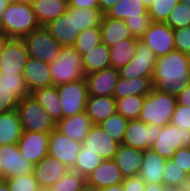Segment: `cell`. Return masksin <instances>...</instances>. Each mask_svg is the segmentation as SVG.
Returning <instances> with one entry per match:
<instances>
[{"mask_svg": "<svg viewBox=\"0 0 190 191\" xmlns=\"http://www.w3.org/2000/svg\"><path fill=\"white\" fill-rule=\"evenodd\" d=\"M172 29H180L190 25V10L179 2L169 14L165 22Z\"/></svg>", "mask_w": 190, "mask_h": 191, "instance_id": "obj_44", "label": "cell"}, {"mask_svg": "<svg viewBox=\"0 0 190 191\" xmlns=\"http://www.w3.org/2000/svg\"><path fill=\"white\" fill-rule=\"evenodd\" d=\"M144 191H169L163 184L145 183Z\"/></svg>", "mask_w": 190, "mask_h": 191, "instance_id": "obj_54", "label": "cell"}, {"mask_svg": "<svg viewBox=\"0 0 190 191\" xmlns=\"http://www.w3.org/2000/svg\"><path fill=\"white\" fill-rule=\"evenodd\" d=\"M153 89L152 78L136 77L126 79L120 77L115 86L114 98H124L132 95L147 96Z\"/></svg>", "mask_w": 190, "mask_h": 191, "instance_id": "obj_30", "label": "cell"}, {"mask_svg": "<svg viewBox=\"0 0 190 191\" xmlns=\"http://www.w3.org/2000/svg\"><path fill=\"white\" fill-rule=\"evenodd\" d=\"M29 54L22 38L3 37L0 55V73L23 74Z\"/></svg>", "mask_w": 190, "mask_h": 191, "instance_id": "obj_8", "label": "cell"}, {"mask_svg": "<svg viewBox=\"0 0 190 191\" xmlns=\"http://www.w3.org/2000/svg\"><path fill=\"white\" fill-rule=\"evenodd\" d=\"M169 191H185L183 187L169 188Z\"/></svg>", "mask_w": 190, "mask_h": 191, "instance_id": "obj_61", "label": "cell"}, {"mask_svg": "<svg viewBox=\"0 0 190 191\" xmlns=\"http://www.w3.org/2000/svg\"><path fill=\"white\" fill-rule=\"evenodd\" d=\"M181 3H184L185 6L190 10V0H180Z\"/></svg>", "mask_w": 190, "mask_h": 191, "instance_id": "obj_62", "label": "cell"}, {"mask_svg": "<svg viewBox=\"0 0 190 191\" xmlns=\"http://www.w3.org/2000/svg\"><path fill=\"white\" fill-rule=\"evenodd\" d=\"M180 0H155L148 8L152 22L165 23Z\"/></svg>", "mask_w": 190, "mask_h": 191, "instance_id": "obj_41", "label": "cell"}, {"mask_svg": "<svg viewBox=\"0 0 190 191\" xmlns=\"http://www.w3.org/2000/svg\"><path fill=\"white\" fill-rule=\"evenodd\" d=\"M86 179L76 171L69 169L53 186L52 191H79Z\"/></svg>", "mask_w": 190, "mask_h": 191, "instance_id": "obj_40", "label": "cell"}, {"mask_svg": "<svg viewBox=\"0 0 190 191\" xmlns=\"http://www.w3.org/2000/svg\"><path fill=\"white\" fill-rule=\"evenodd\" d=\"M21 1H25V2H32L33 0H21Z\"/></svg>", "mask_w": 190, "mask_h": 191, "instance_id": "obj_66", "label": "cell"}, {"mask_svg": "<svg viewBox=\"0 0 190 191\" xmlns=\"http://www.w3.org/2000/svg\"><path fill=\"white\" fill-rule=\"evenodd\" d=\"M34 165L18 149V144L0 146V171L4 179L33 173Z\"/></svg>", "mask_w": 190, "mask_h": 191, "instance_id": "obj_12", "label": "cell"}, {"mask_svg": "<svg viewBox=\"0 0 190 191\" xmlns=\"http://www.w3.org/2000/svg\"><path fill=\"white\" fill-rule=\"evenodd\" d=\"M39 27L31 2L11 0L2 16L0 34L5 38H23Z\"/></svg>", "mask_w": 190, "mask_h": 191, "instance_id": "obj_2", "label": "cell"}, {"mask_svg": "<svg viewBox=\"0 0 190 191\" xmlns=\"http://www.w3.org/2000/svg\"><path fill=\"white\" fill-rule=\"evenodd\" d=\"M10 191H39V183L33 173L5 179Z\"/></svg>", "mask_w": 190, "mask_h": 191, "instance_id": "obj_43", "label": "cell"}, {"mask_svg": "<svg viewBox=\"0 0 190 191\" xmlns=\"http://www.w3.org/2000/svg\"><path fill=\"white\" fill-rule=\"evenodd\" d=\"M161 131L162 127L140 120H129L122 144L141 151L151 149Z\"/></svg>", "mask_w": 190, "mask_h": 191, "instance_id": "obj_11", "label": "cell"}, {"mask_svg": "<svg viewBox=\"0 0 190 191\" xmlns=\"http://www.w3.org/2000/svg\"><path fill=\"white\" fill-rule=\"evenodd\" d=\"M50 132L23 131L18 149L33 165L48 155Z\"/></svg>", "mask_w": 190, "mask_h": 191, "instance_id": "obj_16", "label": "cell"}, {"mask_svg": "<svg viewBox=\"0 0 190 191\" xmlns=\"http://www.w3.org/2000/svg\"><path fill=\"white\" fill-rule=\"evenodd\" d=\"M39 191H52L51 188H41Z\"/></svg>", "mask_w": 190, "mask_h": 191, "instance_id": "obj_64", "label": "cell"}, {"mask_svg": "<svg viewBox=\"0 0 190 191\" xmlns=\"http://www.w3.org/2000/svg\"><path fill=\"white\" fill-rule=\"evenodd\" d=\"M85 112L93 124H100L117 112L114 96H88Z\"/></svg>", "mask_w": 190, "mask_h": 191, "instance_id": "obj_25", "label": "cell"}, {"mask_svg": "<svg viewBox=\"0 0 190 191\" xmlns=\"http://www.w3.org/2000/svg\"><path fill=\"white\" fill-rule=\"evenodd\" d=\"M101 42L108 47L125 39L132 38L129 28L124 20L113 19L103 15L100 25Z\"/></svg>", "mask_w": 190, "mask_h": 191, "instance_id": "obj_26", "label": "cell"}, {"mask_svg": "<svg viewBox=\"0 0 190 191\" xmlns=\"http://www.w3.org/2000/svg\"><path fill=\"white\" fill-rule=\"evenodd\" d=\"M57 123L63 119L62 106L57 86H50L33 90L29 93Z\"/></svg>", "mask_w": 190, "mask_h": 191, "instance_id": "obj_28", "label": "cell"}, {"mask_svg": "<svg viewBox=\"0 0 190 191\" xmlns=\"http://www.w3.org/2000/svg\"><path fill=\"white\" fill-rule=\"evenodd\" d=\"M93 122L84 111L71 117H64L56 123V130L81 143L84 142Z\"/></svg>", "mask_w": 190, "mask_h": 191, "instance_id": "obj_22", "label": "cell"}, {"mask_svg": "<svg viewBox=\"0 0 190 191\" xmlns=\"http://www.w3.org/2000/svg\"><path fill=\"white\" fill-rule=\"evenodd\" d=\"M189 83L188 54L174 50L157 58L152 75L153 88L177 96Z\"/></svg>", "mask_w": 190, "mask_h": 191, "instance_id": "obj_1", "label": "cell"}, {"mask_svg": "<svg viewBox=\"0 0 190 191\" xmlns=\"http://www.w3.org/2000/svg\"><path fill=\"white\" fill-rule=\"evenodd\" d=\"M170 123L178 128L190 130V106L176 104Z\"/></svg>", "mask_w": 190, "mask_h": 191, "instance_id": "obj_46", "label": "cell"}, {"mask_svg": "<svg viewBox=\"0 0 190 191\" xmlns=\"http://www.w3.org/2000/svg\"><path fill=\"white\" fill-rule=\"evenodd\" d=\"M137 40L132 37L109 47L111 67L119 70L131 61L135 55Z\"/></svg>", "mask_w": 190, "mask_h": 191, "instance_id": "obj_33", "label": "cell"}, {"mask_svg": "<svg viewBox=\"0 0 190 191\" xmlns=\"http://www.w3.org/2000/svg\"><path fill=\"white\" fill-rule=\"evenodd\" d=\"M177 104L190 106V83L186 85L176 96Z\"/></svg>", "mask_w": 190, "mask_h": 191, "instance_id": "obj_52", "label": "cell"}, {"mask_svg": "<svg viewBox=\"0 0 190 191\" xmlns=\"http://www.w3.org/2000/svg\"><path fill=\"white\" fill-rule=\"evenodd\" d=\"M11 0H0V24L2 22V16L6 10V7L9 5Z\"/></svg>", "mask_w": 190, "mask_h": 191, "instance_id": "obj_55", "label": "cell"}, {"mask_svg": "<svg viewBox=\"0 0 190 191\" xmlns=\"http://www.w3.org/2000/svg\"><path fill=\"white\" fill-rule=\"evenodd\" d=\"M31 5L40 26H45L67 12L68 0H33Z\"/></svg>", "mask_w": 190, "mask_h": 191, "instance_id": "obj_27", "label": "cell"}, {"mask_svg": "<svg viewBox=\"0 0 190 191\" xmlns=\"http://www.w3.org/2000/svg\"><path fill=\"white\" fill-rule=\"evenodd\" d=\"M116 99L117 113L127 120H138L145 96L132 95Z\"/></svg>", "mask_w": 190, "mask_h": 191, "instance_id": "obj_35", "label": "cell"}, {"mask_svg": "<svg viewBox=\"0 0 190 191\" xmlns=\"http://www.w3.org/2000/svg\"><path fill=\"white\" fill-rule=\"evenodd\" d=\"M148 12L141 0H119L104 15L113 19L125 20L126 18L142 17Z\"/></svg>", "mask_w": 190, "mask_h": 191, "instance_id": "obj_32", "label": "cell"}, {"mask_svg": "<svg viewBox=\"0 0 190 191\" xmlns=\"http://www.w3.org/2000/svg\"><path fill=\"white\" fill-rule=\"evenodd\" d=\"M79 191H100V189H97L94 185L85 182Z\"/></svg>", "mask_w": 190, "mask_h": 191, "instance_id": "obj_57", "label": "cell"}, {"mask_svg": "<svg viewBox=\"0 0 190 191\" xmlns=\"http://www.w3.org/2000/svg\"><path fill=\"white\" fill-rule=\"evenodd\" d=\"M175 50L190 55V25L174 29Z\"/></svg>", "mask_w": 190, "mask_h": 191, "instance_id": "obj_47", "label": "cell"}, {"mask_svg": "<svg viewBox=\"0 0 190 191\" xmlns=\"http://www.w3.org/2000/svg\"><path fill=\"white\" fill-rule=\"evenodd\" d=\"M22 39L26 45L29 57L45 63L53 62L62 48L44 26L33 30Z\"/></svg>", "mask_w": 190, "mask_h": 191, "instance_id": "obj_6", "label": "cell"}, {"mask_svg": "<svg viewBox=\"0 0 190 191\" xmlns=\"http://www.w3.org/2000/svg\"><path fill=\"white\" fill-rule=\"evenodd\" d=\"M69 169L65 164L50 155H46L33 167V175L41 188H50Z\"/></svg>", "mask_w": 190, "mask_h": 191, "instance_id": "obj_20", "label": "cell"}, {"mask_svg": "<svg viewBox=\"0 0 190 191\" xmlns=\"http://www.w3.org/2000/svg\"><path fill=\"white\" fill-rule=\"evenodd\" d=\"M81 57L86 75L111 67L110 48L103 42Z\"/></svg>", "mask_w": 190, "mask_h": 191, "instance_id": "obj_31", "label": "cell"}, {"mask_svg": "<svg viewBox=\"0 0 190 191\" xmlns=\"http://www.w3.org/2000/svg\"><path fill=\"white\" fill-rule=\"evenodd\" d=\"M140 40L154 52L157 58L175 50L174 29L166 23L152 22Z\"/></svg>", "mask_w": 190, "mask_h": 191, "instance_id": "obj_15", "label": "cell"}, {"mask_svg": "<svg viewBox=\"0 0 190 191\" xmlns=\"http://www.w3.org/2000/svg\"><path fill=\"white\" fill-rule=\"evenodd\" d=\"M156 60L154 52L139 39L134 57L127 65L119 69V75L126 79L152 78Z\"/></svg>", "mask_w": 190, "mask_h": 191, "instance_id": "obj_9", "label": "cell"}, {"mask_svg": "<svg viewBox=\"0 0 190 191\" xmlns=\"http://www.w3.org/2000/svg\"><path fill=\"white\" fill-rule=\"evenodd\" d=\"M177 104L176 96L155 88L145 96L138 120L163 127L171 122Z\"/></svg>", "mask_w": 190, "mask_h": 191, "instance_id": "obj_3", "label": "cell"}, {"mask_svg": "<svg viewBox=\"0 0 190 191\" xmlns=\"http://www.w3.org/2000/svg\"><path fill=\"white\" fill-rule=\"evenodd\" d=\"M155 0H141L142 4H144L147 9L150 7V5L154 2Z\"/></svg>", "mask_w": 190, "mask_h": 191, "instance_id": "obj_60", "label": "cell"}, {"mask_svg": "<svg viewBox=\"0 0 190 191\" xmlns=\"http://www.w3.org/2000/svg\"><path fill=\"white\" fill-rule=\"evenodd\" d=\"M114 161L124 178L136 176L142 168L143 151L121 143L117 148Z\"/></svg>", "mask_w": 190, "mask_h": 191, "instance_id": "obj_23", "label": "cell"}, {"mask_svg": "<svg viewBox=\"0 0 190 191\" xmlns=\"http://www.w3.org/2000/svg\"><path fill=\"white\" fill-rule=\"evenodd\" d=\"M124 191H144L145 182L138 176L125 178L122 183Z\"/></svg>", "mask_w": 190, "mask_h": 191, "instance_id": "obj_50", "label": "cell"}, {"mask_svg": "<svg viewBox=\"0 0 190 191\" xmlns=\"http://www.w3.org/2000/svg\"><path fill=\"white\" fill-rule=\"evenodd\" d=\"M124 21L129 28L132 37L138 40L142 38L152 23L148 12L143 14L142 17L126 18Z\"/></svg>", "mask_w": 190, "mask_h": 191, "instance_id": "obj_45", "label": "cell"}, {"mask_svg": "<svg viewBox=\"0 0 190 191\" xmlns=\"http://www.w3.org/2000/svg\"><path fill=\"white\" fill-rule=\"evenodd\" d=\"M124 177L114 159H104L87 178L86 182L102 189L124 182Z\"/></svg>", "mask_w": 190, "mask_h": 191, "instance_id": "obj_21", "label": "cell"}, {"mask_svg": "<svg viewBox=\"0 0 190 191\" xmlns=\"http://www.w3.org/2000/svg\"><path fill=\"white\" fill-rule=\"evenodd\" d=\"M0 88L27 89L23 74L19 73H0Z\"/></svg>", "mask_w": 190, "mask_h": 191, "instance_id": "obj_48", "label": "cell"}, {"mask_svg": "<svg viewBox=\"0 0 190 191\" xmlns=\"http://www.w3.org/2000/svg\"><path fill=\"white\" fill-rule=\"evenodd\" d=\"M22 133V124L16 110L0 113V146L18 144Z\"/></svg>", "mask_w": 190, "mask_h": 191, "instance_id": "obj_29", "label": "cell"}, {"mask_svg": "<svg viewBox=\"0 0 190 191\" xmlns=\"http://www.w3.org/2000/svg\"><path fill=\"white\" fill-rule=\"evenodd\" d=\"M2 47H3V36H1V34H0V55L2 52Z\"/></svg>", "mask_w": 190, "mask_h": 191, "instance_id": "obj_63", "label": "cell"}, {"mask_svg": "<svg viewBox=\"0 0 190 191\" xmlns=\"http://www.w3.org/2000/svg\"><path fill=\"white\" fill-rule=\"evenodd\" d=\"M119 78V70L113 67L87 74L85 79L88 87V95L113 96Z\"/></svg>", "mask_w": 190, "mask_h": 191, "instance_id": "obj_18", "label": "cell"}, {"mask_svg": "<svg viewBox=\"0 0 190 191\" xmlns=\"http://www.w3.org/2000/svg\"><path fill=\"white\" fill-rule=\"evenodd\" d=\"M63 118L71 117L85 111L88 99L86 79L77 80L57 86Z\"/></svg>", "mask_w": 190, "mask_h": 191, "instance_id": "obj_7", "label": "cell"}, {"mask_svg": "<svg viewBox=\"0 0 190 191\" xmlns=\"http://www.w3.org/2000/svg\"><path fill=\"white\" fill-rule=\"evenodd\" d=\"M166 158L161 157L152 149L143 151L142 168L138 176L145 183L163 184V172L166 165Z\"/></svg>", "mask_w": 190, "mask_h": 191, "instance_id": "obj_24", "label": "cell"}, {"mask_svg": "<svg viewBox=\"0 0 190 191\" xmlns=\"http://www.w3.org/2000/svg\"><path fill=\"white\" fill-rule=\"evenodd\" d=\"M101 43L100 27H91L81 31L75 45V50L81 55H85Z\"/></svg>", "mask_w": 190, "mask_h": 191, "instance_id": "obj_36", "label": "cell"}, {"mask_svg": "<svg viewBox=\"0 0 190 191\" xmlns=\"http://www.w3.org/2000/svg\"><path fill=\"white\" fill-rule=\"evenodd\" d=\"M27 95V89L0 88V113L16 110L19 100Z\"/></svg>", "mask_w": 190, "mask_h": 191, "instance_id": "obj_42", "label": "cell"}, {"mask_svg": "<svg viewBox=\"0 0 190 191\" xmlns=\"http://www.w3.org/2000/svg\"><path fill=\"white\" fill-rule=\"evenodd\" d=\"M119 0H99V9L105 14Z\"/></svg>", "mask_w": 190, "mask_h": 191, "instance_id": "obj_53", "label": "cell"}, {"mask_svg": "<svg viewBox=\"0 0 190 191\" xmlns=\"http://www.w3.org/2000/svg\"><path fill=\"white\" fill-rule=\"evenodd\" d=\"M103 160L104 158L96 153L86 150V147L82 144L72 170L76 171L86 179L97 167H99Z\"/></svg>", "mask_w": 190, "mask_h": 191, "instance_id": "obj_34", "label": "cell"}, {"mask_svg": "<svg viewBox=\"0 0 190 191\" xmlns=\"http://www.w3.org/2000/svg\"><path fill=\"white\" fill-rule=\"evenodd\" d=\"M100 191H124V190H123V185L121 183V184H116V185L102 188L100 189Z\"/></svg>", "mask_w": 190, "mask_h": 191, "instance_id": "obj_56", "label": "cell"}, {"mask_svg": "<svg viewBox=\"0 0 190 191\" xmlns=\"http://www.w3.org/2000/svg\"><path fill=\"white\" fill-rule=\"evenodd\" d=\"M82 144L86 150H90L104 159H114L120 143L108 135L100 125L94 124Z\"/></svg>", "mask_w": 190, "mask_h": 191, "instance_id": "obj_17", "label": "cell"}, {"mask_svg": "<svg viewBox=\"0 0 190 191\" xmlns=\"http://www.w3.org/2000/svg\"><path fill=\"white\" fill-rule=\"evenodd\" d=\"M189 146L190 130H184L169 123L162 127V131L155 143L151 146V149L161 157L171 159L176 150Z\"/></svg>", "mask_w": 190, "mask_h": 191, "instance_id": "obj_10", "label": "cell"}, {"mask_svg": "<svg viewBox=\"0 0 190 191\" xmlns=\"http://www.w3.org/2000/svg\"><path fill=\"white\" fill-rule=\"evenodd\" d=\"M23 131L51 132L56 123L30 94L19 100L16 107Z\"/></svg>", "mask_w": 190, "mask_h": 191, "instance_id": "obj_5", "label": "cell"}, {"mask_svg": "<svg viewBox=\"0 0 190 191\" xmlns=\"http://www.w3.org/2000/svg\"><path fill=\"white\" fill-rule=\"evenodd\" d=\"M49 68L54 86L85 79L86 76L82 57L73 46L62 47Z\"/></svg>", "mask_w": 190, "mask_h": 191, "instance_id": "obj_4", "label": "cell"}, {"mask_svg": "<svg viewBox=\"0 0 190 191\" xmlns=\"http://www.w3.org/2000/svg\"><path fill=\"white\" fill-rule=\"evenodd\" d=\"M44 27L62 47L74 46L80 34L75 23V8L72 7H68L66 13L49 21Z\"/></svg>", "mask_w": 190, "mask_h": 191, "instance_id": "obj_14", "label": "cell"}, {"mask_svg": "<svg viewBox=\"0 0 190 191\" xmlns=\"http://www.w3.org/2000/svg\"><path fill=\"white\" fill-rule=\"evenodd\" d=\"M0 191H10L5 180L0 182Z\"/></svg>", "mask_w": 190, "mask_h": 191, "instance_id": "obj_58", "label": "cell"}, {"mask_svg": "<svg viewBox=\"0 0 190 191\" xmlns=\"http://www.w3.org/2000/svg\"><path fill=\"white\" fill-rule=\"evenodd\" d=\"M128 122L129 120L116 112L98 125H100L108 135L112 136L113 139L121 144Z\"/></svg>", "mask_w": 190, "mask_h": 191, "instance_id": "obj_38", "label": "cell"}, {"mask_svg": "<svg viewBox=\"0 0 190 191\" xmlns=\"http://www.w3.org/2000/svg\"><path fill=\"white\" fill-rule=\"evenodd\" d=\"M5 179H4V177H3V174H2V172L0 171V182H2V181H4Z\"/></svg>", "mask_w": 190, "mask_h": 191, "instance_id": "obj_65", "label": "cell"}, {"mask_svg": "<svg viewBox=\"0 0 190 191\" xmlns=\"http://www.w3.org/2000/svg\"><path fill=\"white\" fill-rule=\"evenodd\" d=\"M183 188L185 191H190V175L187 177V180L184 182Z\"/></svg>", "mask_w": 190, "mask_h": 191, "instance_id": "obj_59", "label": "cell"}, {"mask_svg": "<svg viewBox=\"0 0 190 191\" xmlns=\"http://www.w3.org/2000/svg\"><path fill=\"white\" fill-rule=\"evenodd\" d=\"M103 15L100 9L75 8L77 30L81 32L91 27H100Z\"/></svg>", "mask_w": 190, "mask_h": 191, "instance_id": "obj_37", "label": "cell"}, {"mask_svg": "<svg viewBox=\"0 0 190 191\" xmlns=\"http://www.w3.org/2000/svg\"><path fill=\"white\" fill-rule=\"evenodd\" d=\"M176 165L187 175H190V149L181 147L173 154L171 158Z\"/></svg>", "mask_w": 190, "mask_h": 191, "instance_id": "obj_49", "label": "cell"}, {"mask_svg": "<svg viewBox=\"0 0 190 191\" xmlns=\"http://www.w3.org/2000/svg\"><path fill=\"white\" fill-rule=\"evenodd\" d=\"M68 7L99 9V0H68Z\"/></svg>", "mask_w": 190, "mask_h": 191, "instance_id": "obj_51", "label": "cell"}, {"mask_svg": "<svg viewBox=\"0 0 190 191\" xmlns=\"http://www.w3.org/2000/svg\"><path fill=\"white\" fill-rule=\"evenodd\" d=\"M49 65L50 63L31 57L28 58L23 72L28 93L39 88L53 86Z\"/></svg>", "mask_w": 190, "mask_h": 191, "instance_id": "obj_19", "label": "cell"}, {"mask_svg": "<svg viewBox=\"0 0 190 191\" xmlns=\"http://www.w3.org/2000/svg\"><path fill=\"white\" fill-rule=\"evenodd\" d=\"M163 185L166 188L183 187L187 175L176 165L172 159L166 160L163 172Z\"/></svg>", "mask_w": 190, "mask_h": 191, "instance_id": "obj_39", "label": "cell"}, {"mask_svg": "<svg viewBox=\"0 0 190 191\" xmlns=\"http://www.w3.org/2000/svg\"><path fill=\"white\" fill-rule=\"evenodd\" d=\"M82 143L54 129L50 132L48 155L57 158L68 169H73Z\"/></svg>", "mask_w": 190, "mask_h": 191, "instance_id": "obj_13", "label": "cell"}]
</instances>
